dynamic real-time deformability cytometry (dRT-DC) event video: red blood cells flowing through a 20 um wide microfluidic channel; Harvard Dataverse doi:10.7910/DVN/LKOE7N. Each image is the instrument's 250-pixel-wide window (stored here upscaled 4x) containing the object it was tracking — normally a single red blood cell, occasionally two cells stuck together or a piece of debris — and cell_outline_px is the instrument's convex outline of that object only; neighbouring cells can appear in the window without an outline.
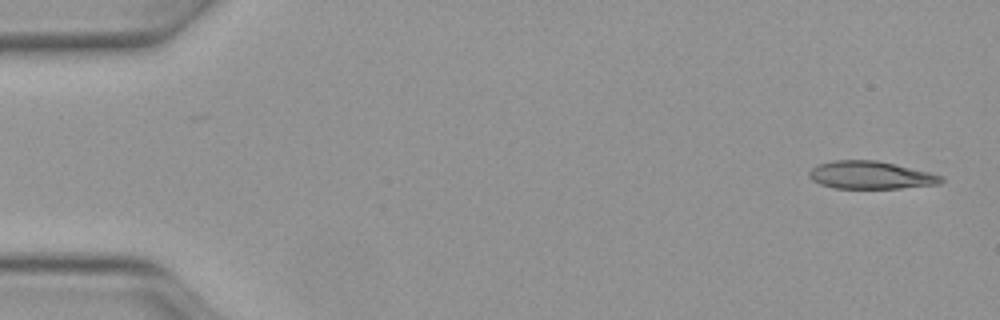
{"species": "Egyptian fruit bat (a non-hibernating species)", "species_latin": "Rousettus aegyptiacus", "temperature_condition": "warm", "stored_images_in_passage": 15, "camera_frame_rate_fps": 3000, "um_per_image_px": 0.085, "animal": {"sex": "female"}, "frame": {"image": 1, "passage_image": 1, "time_ms": 0.0, "image_size_px": [1000, 320], "cell_outline_px": [[944, 180], [940, 184], [900, 188], [832, 188], [820, 184], [812, 180], [808, 176], [808, 172], [816, 164], [832, 160], [876, 160], [896, 164], [944, 176]], "centroid_in_image_um": [73.98, 14.88], "position_along_channel_um": 11.0, "area_um2": 21.5}}
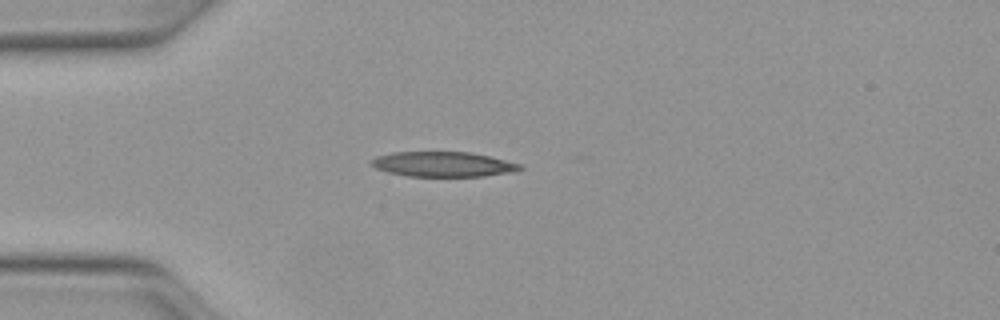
{"frame": {"image": 2, "passage_image": 12, "time_ms": 3.667, "image_size_px": [1000, 320], "cell_outline_px": [[524, 168], [512, 172], [484, 176], [408, 176], [388, 172], [376, 168], [368, 164], [368, 160], [376, 156], [392, 152], [468, 152], [488, 156], [524, 164]], "centroid_in_image_um": [37.64, 13.96], "position_along_channel_um": 47.4, "area_um2": 21.79}}